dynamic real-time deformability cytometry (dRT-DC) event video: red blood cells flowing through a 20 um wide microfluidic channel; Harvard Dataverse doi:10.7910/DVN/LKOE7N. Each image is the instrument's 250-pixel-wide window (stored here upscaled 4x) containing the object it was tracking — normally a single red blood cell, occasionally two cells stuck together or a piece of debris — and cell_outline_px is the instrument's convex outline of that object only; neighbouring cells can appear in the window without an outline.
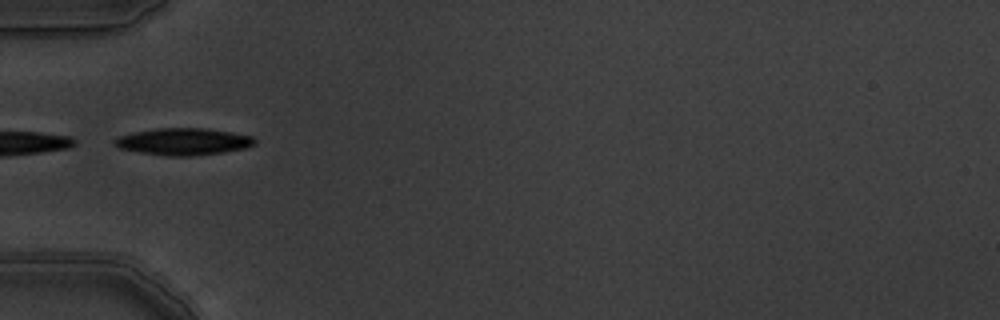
{"species": "common noctule bat (a hibernating species)", "species_latin": "Nyctalus noctula", "temperature_condition": "warm", "stored_images_in_passage": 6, "camera_frame_rate_fps": 3000, "um_per_image_px": 0.085, "animal": {"sex": "male", "body_mass_g": 19.5, "forearm_length_mm": 54.6}, "frame": {"image": 1, "passage_image": 1, "time_ms": 0.0, "image_size_px": [1000, 320], "cell_outline_px": [[256, 144], [244, 148], [224, 152], [192, 156], [164, 156], [140, 152], [120, 148], [112, 140], [116, 136], [132, 132], [156, 128], [208, 128], [232, 132], [252, 136], [256, 140]], "centroid_in_image_um": [15.58, 12.03], "position_along_channel_um": 69.4, "area_um2": 22.2}}
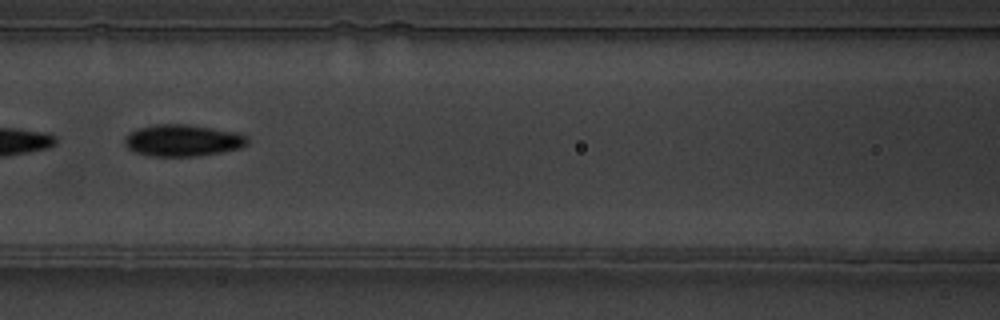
{"frame": {"image": 2, "passage_image": 3, "time_ms": 0.667, "image_size_px": [1000, 320], "cell_outline_px": [[248, 144], [240, 148], [220, 152], [196, 156], [148, 156], [136, 152], [128, 148], [124, 144], [124, 136], [128, 132], [136, 128], [152, 124], [188, 124], [236, 132], [248, 136]], "centroid_in_image_um": [15.49, 11.92], "position_along_channel_um": 151.1, "area_um2": 22.95}}
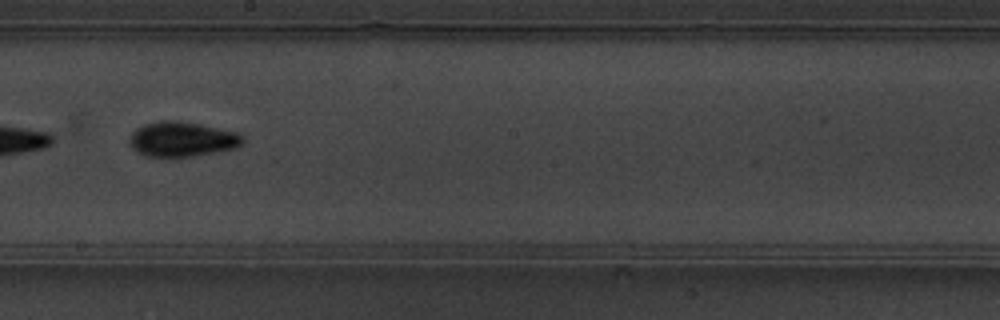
{"frame": {"image": 3, "passage_image": 5, "time_ms": 1.333, "image_size_px": [1000, 320], "cell_outline_px": [[244, 144], [236, 148], [216, 152], [192, 156], [148, 156], [132, 148], [128, 140], [132, 132], [136, 128], [144, 124], [160, 120], [180, 120], [240, 132], [244, 136]], "centroid_in_image_um": [15.52, 11.81], "position_along_channel_um": 232.7, "area_um2": 23.24}}